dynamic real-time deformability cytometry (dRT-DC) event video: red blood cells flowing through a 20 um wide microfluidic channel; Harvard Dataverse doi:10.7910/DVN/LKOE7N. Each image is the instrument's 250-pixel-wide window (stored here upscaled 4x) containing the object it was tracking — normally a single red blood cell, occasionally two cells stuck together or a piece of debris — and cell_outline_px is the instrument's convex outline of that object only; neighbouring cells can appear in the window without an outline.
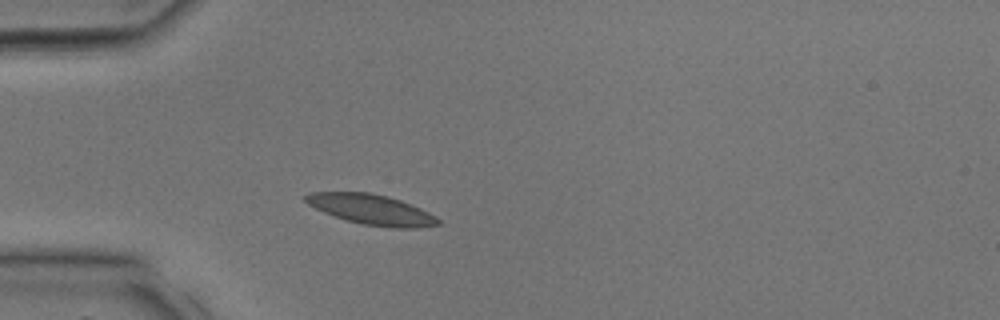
{"species": "common noctule bat (a hibernating species)", "species_latin": "Nyctalus noctula", "temperature_condition": "room temperature", "stored_images_in_passage": 2, "camera_frame_rate_fps": 3000, "um_per_image_px": 0.085, "animal": {"sex": "male", "body_mass_g": 17.9, "forearm_length_mm": 54.2}, "frame": {"image": 1, "passage_image": 1, "time_ms": 0.0, "image_size_px": [1000, 320], "cell_outline_px": [[440, 224], [416, 228], [392, 228], [364, 224], [348, 220], [324, 212], [308, 204], [304, 200], [304, 196], [308, 192], [372, 192], [388, 196], [412, 204], [436, 216], [440, 220]], "centroid_in_image_um": [31.59, 17.8], "position_along_channel_um": 53.4, "area_um2": 23.24}}